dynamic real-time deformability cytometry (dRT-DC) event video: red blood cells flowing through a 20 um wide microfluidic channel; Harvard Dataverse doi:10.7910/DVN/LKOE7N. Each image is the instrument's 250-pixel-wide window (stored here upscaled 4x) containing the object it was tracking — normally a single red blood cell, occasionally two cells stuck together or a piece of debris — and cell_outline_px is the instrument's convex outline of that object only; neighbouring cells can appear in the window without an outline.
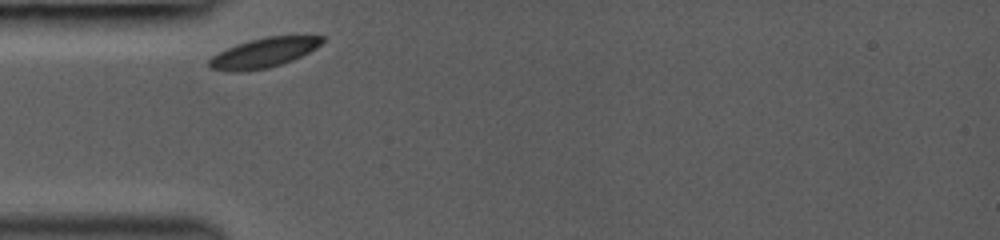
{"species": "common noctule bat (a hibernating species)", "species_latin": "Nyctalus noctula", "temperature_condition": "room temperature", "stored_images_in_passage": 28, "camera_frame_rate_fps": 3000, "um_per_image_px": 0.085, "animal": {"sex": "female", "body_mass_g": 19.0, "forearm_length_mm": 53.3}, "frame": {"image": 1, "passage_image": 1, "time_ms": 0.0, "image_size_px": [1000, 240], "cell_outline_px": [[324, 40], [316, 48], [292, 60], [268, 68], [240, 72], [232, 72], [208, 68], [208, 60], [212, 56], [236, 44], [248, 40], [268, 36], [324, 36]], "centroid_in_image_um": [22.37, 4.49], "position_along_channel_um": 62.6, "area_um2": 19.42}}
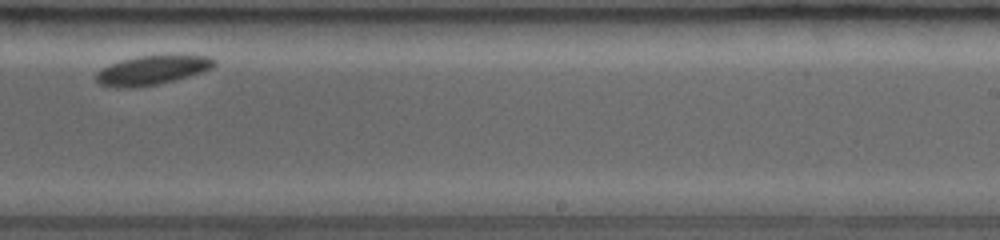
{"frame": {"image": 2, "passage_image": 18, "time_ms": 5.667, "image_size_px": [1000, 240], "cell_outline_px": [[216, 64], [212, 68], [176, 80], [156, 84], [132, 88], [116, 88], [100, 84], [96, 80], [96, 72], [100, 68], [120, 60], [140, 56], [168, 52], [176, 52], [208, 56], [216, 60]], "centroid_in_image_um": [12.98, 5.91], "position_along_channel_um": 276.0, "area_um2": 20.98}}
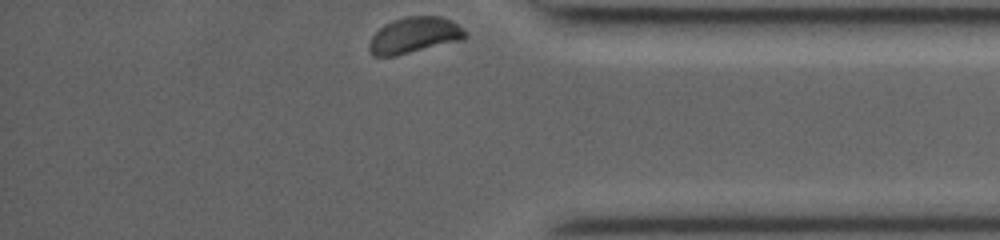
{"frame": {"image": 3, "passage_image": 28, "time_ms": 9.0, "image_size_px": [1000, 240], "cell_outline_px": [[468, 36], [464, 40], [396, 56], [372, 56], [368, 48], [368, 44], [372, 36], [384, 24], [392, 20], [404, 16], [440, 16], [456, 24]], "centroid_in_image_um": [35.18, 3.01], "position_along_channel_um": 400.0, "area_um2": 20.23}, "authors_computed_cell_mechanics": {"area_um2": 20.5479, "velocity_mm_per_s": 3.819, "shape_relaxation_time_tau1_ms": 0.6723, "shape_relaxation_time_tau2_ms": null, "deformation_change_tau1": 0.0535, "deformation_change_tau2": null}}